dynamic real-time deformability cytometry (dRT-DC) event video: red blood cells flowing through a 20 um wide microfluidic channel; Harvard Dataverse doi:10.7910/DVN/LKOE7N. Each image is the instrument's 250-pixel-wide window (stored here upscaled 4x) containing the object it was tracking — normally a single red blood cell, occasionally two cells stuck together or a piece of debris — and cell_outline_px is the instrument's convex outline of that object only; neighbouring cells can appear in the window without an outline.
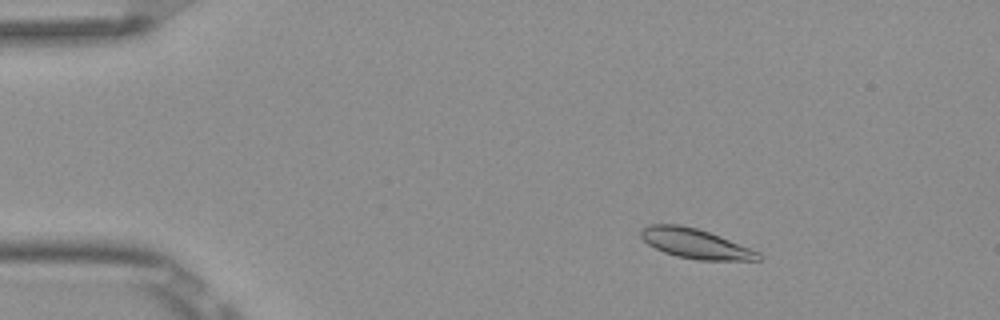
{"species": "Egyptian fruit bat (a non-hibernating species)", "species_latin": "Rousettus aegyptiacus", "temperature_condition": "room temperature", "stored_images_in_passage": 53, "camera_frame_rate_fps": 3000, "um_per_image_px": 0.085, "frame": {"image": 1, "passage_image": 8, "time_ms": 2.333, "image_size_px": [1000, 320], "cell_outline_px": [[764, 256], [760, 260], [696, 260], [676, 256], [664, 252], [648, 244], [640, 236], [640, 228], [648, 224], [680, 224], [696, 228], [720, 236], [760, 252]], "centroid_in_image_um": [59.1, 20.7], "position_along_channel_um": 25.9, "area_um2": 20.46}}
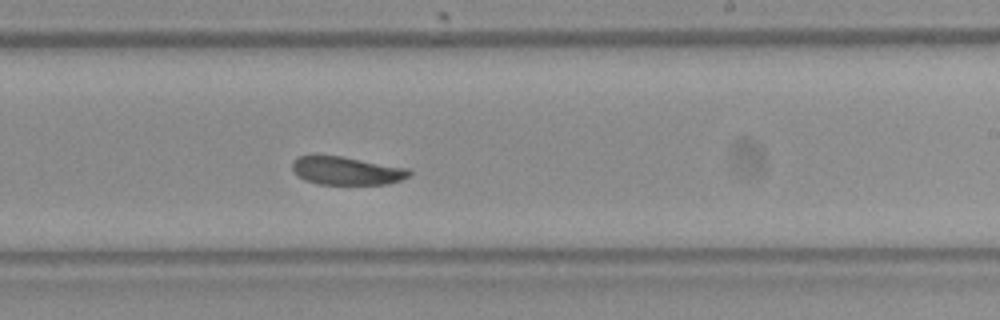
{"frame": {"image": 2, "passage_image": 32, "time_ms": 10.333, "image_size_px": [1000, 320], "cell_outline_px": [[412, 172], [408, 176], [400, 180], [388, 184], [320, 184], [304, 180], [292, 168], [292, 160], [300, 156], [344, 156], [408, 168]], "centroid_in_image_um": [29.48, 14.51], "position_along_channel_um": 259.5, "area_um2": 19.07}}
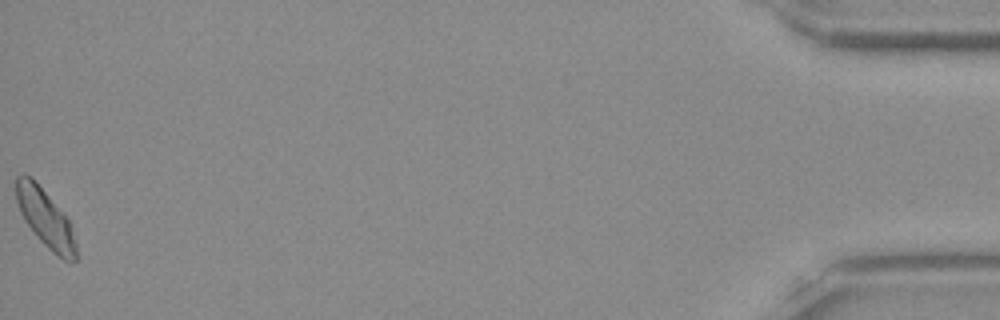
{"frame": {"image": 3, "passage_image": 53, "time_ms": 17.333, "image_size_px": [1000, 320], "cell_outline_px": [[76, 260], [64, 260], [52, 252], [36, 236], [24, 220], [20, 212], [16, 200], [16, 176], [24, 172], [32, 176], [68, 220], [76, 244]], "centroid_in_image_um": [3.81, 18.51], "position_along_channel_um": 431.4, "area_um2": 19.88}, "authors_computed_cell_mechanics": {"area_um2": 20.2878, "velocity_mm_per_s": 3.8372, "shape_relaxation_time_tau1_ms": 3.1651, "shape_relaxation_time_tau2_ms": 8.6735, "deformation_change_tau1": 0.0835, "deformation_change_tau2": 0.0996}}